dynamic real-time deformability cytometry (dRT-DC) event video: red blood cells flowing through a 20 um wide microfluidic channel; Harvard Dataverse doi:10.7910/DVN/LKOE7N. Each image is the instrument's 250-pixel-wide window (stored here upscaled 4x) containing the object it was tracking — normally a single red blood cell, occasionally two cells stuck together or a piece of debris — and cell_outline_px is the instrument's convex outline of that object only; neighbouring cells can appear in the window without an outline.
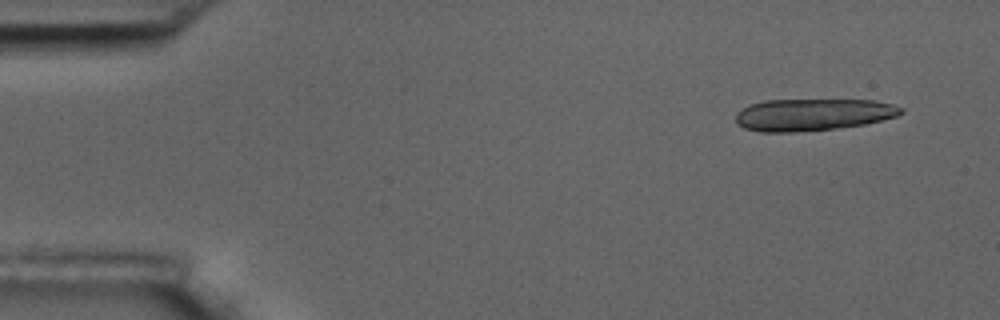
{"species": "common noctule bat (a hibernating species)", "species_latin": "Nyctalus noctula", "temperature_condition": "room temperature", "stored_images_in_passage": 10, "segment_of_instrument_passage": [1, 2], "camera_frame_rate_fps": 3000, "um_per_image_px": 0.085, "animal": {"sex": "male", "body_mass_g": 17.5, "forearm_length_mm": 52.3}, "frame": {"image": 1, "passage_image": 1, "time_ms": 0.0, "image_size_px": [1000, 320], "cell_outline_px": [[904, 112], [896, 116], [864, 124], [836, 128], [796, 132], [760, 132], [744, 128], [736, 124], [736, 112], [748, 104], [764, 100], [872, 100], [892, 104], [904, 108]], "centroid_in_image_um": [69.04, 9.74], "position_along_channel_um": 16.0, "area_um2": 30.92}}